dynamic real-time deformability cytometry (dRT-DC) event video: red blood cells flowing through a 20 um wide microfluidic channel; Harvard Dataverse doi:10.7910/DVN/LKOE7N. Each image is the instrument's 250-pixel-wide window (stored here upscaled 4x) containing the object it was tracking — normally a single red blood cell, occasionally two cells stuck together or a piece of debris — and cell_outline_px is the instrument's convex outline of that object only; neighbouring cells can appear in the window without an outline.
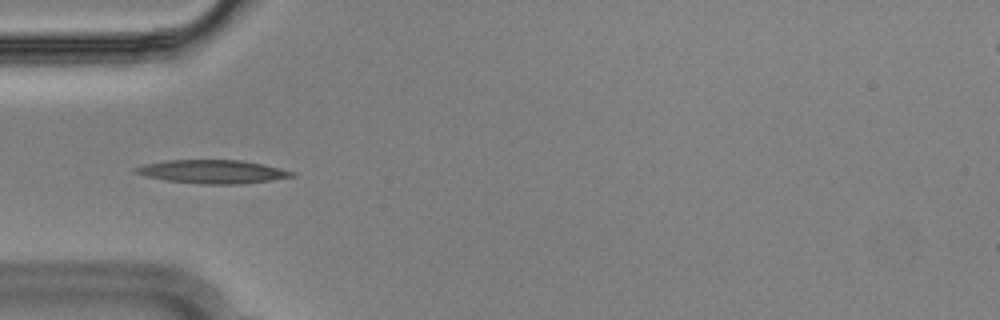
{"species": "Egyptian fruit bat (a non-hibernating species)", "species_latin": "Rousettus aegyptiacus", "temperature_condition": "cold", "stored_images_in_passage": 39, "camera_frame_rate_fps": 3000, "um_per_image_px": 0.085, "animal": {"sex": "male"}, "frame": {"image": 1, "passage_image": 1, "time_ms": 0.0, "image_size_px": [1000, 320], "cell_outline_px": [[296, 176], [272, 180], [240, 184], [200, 184], [164, 180], [144, 176], [132, 172], [132, 168], [144, 164], [168, 160], [240, 160], [264, 164], [296, 172]], "centroid_in_image_um": [18.04, 14.59], "position_along_channel_um": 67.0, "area_um2": 21.62}}
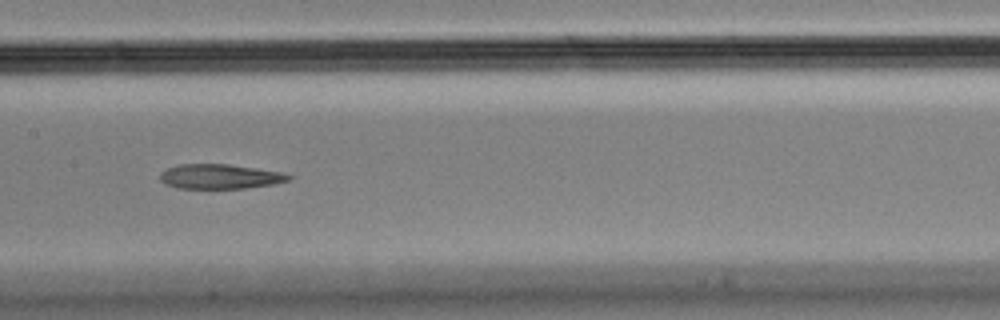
{"frame": {"image": 2, "passage_image": 11, "time_ms": 3.333, "image_size_px": [1000, 320], "cell_outline_px": [[296, 176], [292, 180], [272, 184], [244, 188], [176, 188], [164, 184], [160, 180], [160, 172], [168, 168], [180, 164], [228, 164], [284, 172]], "centroid_in_image_um": [18.74, 15.0], "position_along_channel_um": 188.7, "area_um2": 18.67}}
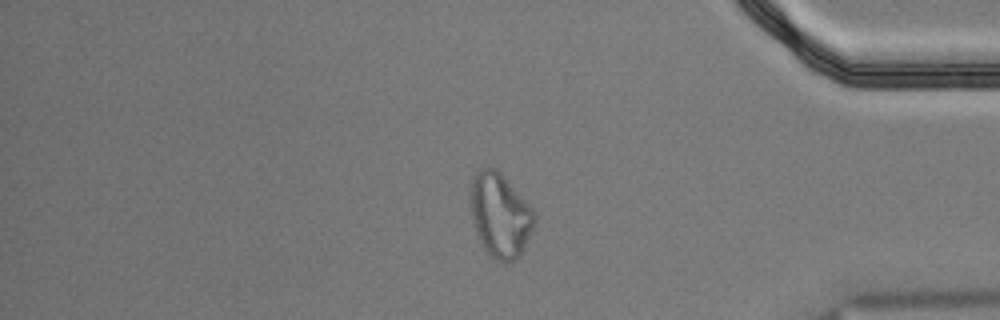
{"frame": {"image": 3, "passage_image": 30, "time_ms": 9.667, "image_size_px": [1000, 320], "cell_outline_px": [[536, 220], [524, 248], [520, 256], [516, 260], [496, 260], [484, 248], [472, 220], [468, 200], [468, 184], [472, 176], [480, 168], [488, 164], [496, 168], [504, 176], [536, 212]], "centroid_in_image_um": [42.46, 18.19], "position_along_channel_um": 392.7, "area_um2": 31.85}, "authors_computed_cell_mechanics": {"area_um2": 20.1144, "velocity_mm_per_s": 3.6279, "shape_relaxation_time_tau1_ms": null, "shape_relaxation_time_tau2_ms": 7.0877, "deformation_change_tau1": null, "deformation_change_tau2": 0.2003}}